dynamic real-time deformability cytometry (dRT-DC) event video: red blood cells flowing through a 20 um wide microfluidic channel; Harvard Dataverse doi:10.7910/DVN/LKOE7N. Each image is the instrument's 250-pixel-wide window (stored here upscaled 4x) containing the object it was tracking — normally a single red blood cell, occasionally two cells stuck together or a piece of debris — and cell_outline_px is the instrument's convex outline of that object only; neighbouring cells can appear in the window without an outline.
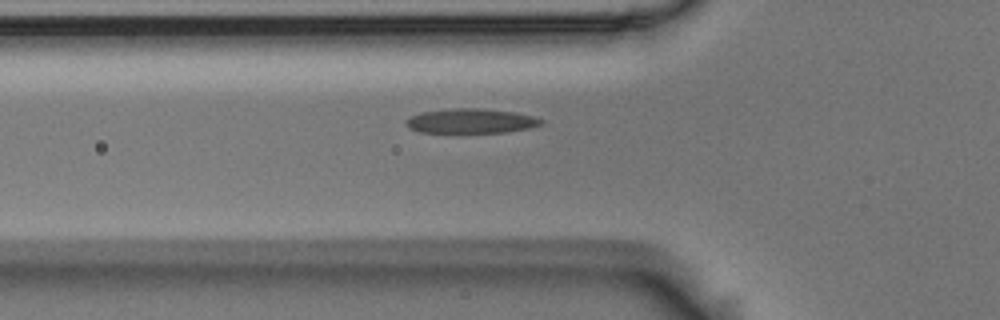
{"species": "Egyptian fruit bat (a non-hibernating species)", "species_latin": "Rousettus aegyptiacus", "temperature_condition": "room temperature", "stored_images_in_passage": 40, "camera_frame_rate_fps": 3000, "um_per_image_px": 0.085, "animal": {"sex": "male"}, "frame": {"image": 1, "passage_image": 9, "time_ms": 2.667, "image_size_px": [1000, 320], "cell_outline_px": [[544, 124], [528, 128], [504, 132], [420, 132], [408, 128], [404, 124], [404, 120], [420, 112], [452, 108], [484, 108], [512, 112], [532, 116], [544, 120]], "centroid_in_image_um": [39.99, 10.27], "position_along_channel_um": 85.8, "area_um2": 19.36}}
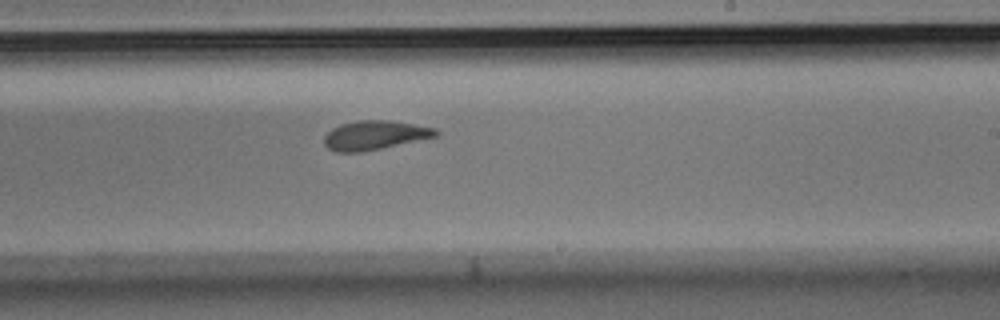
{"frame": {"image": 2, "passage_image": 23, "time_ms": 7.333, "image_size_px": [1000, 320], "cell_outline_px": [[440, 136], [360, 152], [336, 152], [328, 148], [324, 144], [324, 136], [332, 128], [340, 124], [360, 120], [388, 120], [436, 128], [440, 132]], "centroid_in_image_um": [31.87, 11.49], "position_along_channel_um": 257.1, "area_um2": 18.9}}
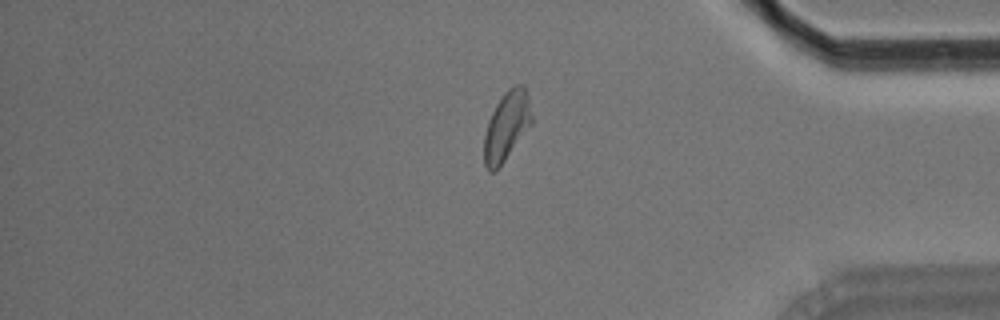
{"frame": {"image": 3, "passage_image": 36, "time_ms": 11.667, "image_size_px": [1000, 320], "cell_outline_px": [[532, 124], [504, 160], [492, 172], [488, 172], [484, 164], [484, 136], [488, 120], [496, 104], [504, 92], [508, 88], [516, 84], [524, 84], [528, 96], [532, 116]], "centroid_in_image_um": [43.06, 10.67], "position_along_channel_um": 392.1, "area_um2": 19.02}, "authors_computed_cell_mechanics": {"area_um2": 19.074, "velocity_mm_per_s": 3.6577, "shape_relaxation_time_tau1_ms": 7.0483, "shape_relaxation_time_tau2_ms": 2.3874, "deformation_change_tau1": 0.184, "deformation_change_tau2": 0.1023}}